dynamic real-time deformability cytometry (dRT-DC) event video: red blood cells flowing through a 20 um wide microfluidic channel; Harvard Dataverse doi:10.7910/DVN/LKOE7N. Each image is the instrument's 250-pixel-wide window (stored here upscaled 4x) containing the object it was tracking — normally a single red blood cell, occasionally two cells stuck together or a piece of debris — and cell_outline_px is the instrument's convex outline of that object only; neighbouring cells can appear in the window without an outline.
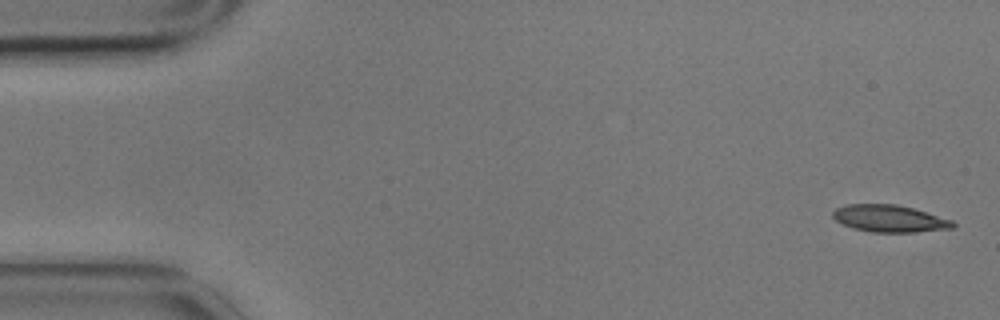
{"species": "common noctule bat (a hibernating species)", "species_latin": "Nyctalus noctula", "temperature_condition": "cold", "stored_images_in_passage": 5, "camera_frame_rate_fps": 3000, "um_per_image_px": 0.085, "animal": {"sex": "male", "body_mass_g": 17.9}, "frame": {"image": 1, "passage_image": 1, "time_ms": 0.0, "image_size_px": [1000, 320], "cell_outline_px": [[956, 224], [952, 228], [916, 232], [872, 232], [852, 228], [836, 220], [832, 216], [832, 212], [836, 208], [848, 204], [896, 204], [912, 208], [952, 220]], "centroid_in_image_um": [75.59, 18.58], "position_along_channel_um": 9.4, "area_um2": 18.79}}
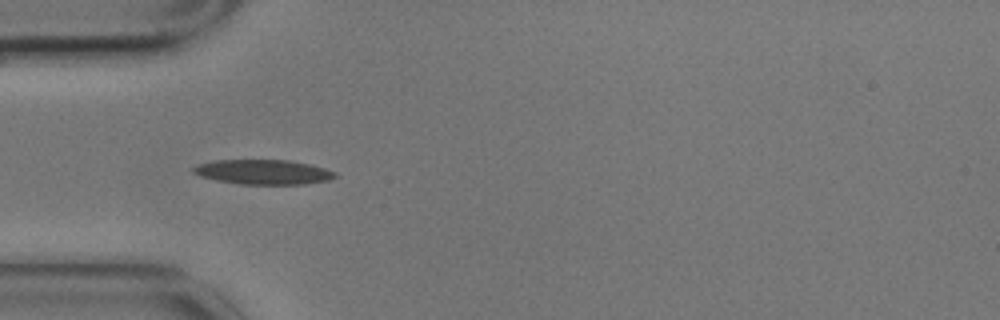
{"frame": {"image": 2, "passage_image": 4, "time_ms": 1.0, "image_size_px": [1000, 320], "cell_outline_px": [[336, 176], [328, 180], [304, 184], [240, 184], [200, 176], [192, 172], [192, 168], [196, 164], [216, 160], [288, 160], [308, 164], [324, 168], [336, 172]], "centroid_in_image_um": [22.35, 14.61], "position_along_channel_um": 62.6, "area_um2": 20.23}}